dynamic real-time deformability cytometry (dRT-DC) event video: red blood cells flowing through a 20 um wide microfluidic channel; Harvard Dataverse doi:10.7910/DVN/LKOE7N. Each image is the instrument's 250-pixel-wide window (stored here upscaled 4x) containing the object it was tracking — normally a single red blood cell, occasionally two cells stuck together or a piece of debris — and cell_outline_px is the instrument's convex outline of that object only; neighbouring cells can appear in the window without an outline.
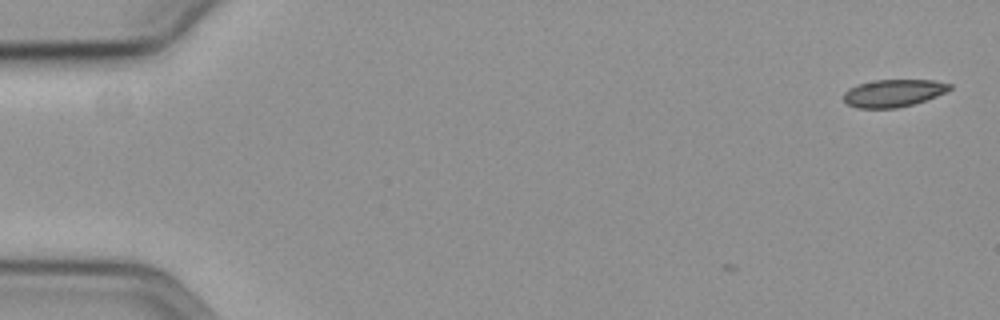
{"species": "common noctule bat (a hibernating species)", "species_latin": "Nyctalus noctula", "temperature_condition": "cold", "stored_images_in_passage": 2, "camera_frame_rate_fps": 3000, "um_per_image_px": 0.085, "animal": {"sex": "female", "body_mass_g": 19.3, "forearm_length_mm": 54.1}, "frame": {"image": 1, "passage_image": 2, "time_ms": 0.333, "image_size_px": [1000, 320], "cell_outline_px": [[952, 88], [936, 96], [912, 104], [896, 108], [856, 108], [848, 104], [844, 100], [844, 92], [848, 88], [860, 84], [876, 80], [932, 80], [952, 84]], "centroid_in_image_um": [75.92, 7.91], "position_along_channel_um": 9.1, "area_um2": 16.76}}